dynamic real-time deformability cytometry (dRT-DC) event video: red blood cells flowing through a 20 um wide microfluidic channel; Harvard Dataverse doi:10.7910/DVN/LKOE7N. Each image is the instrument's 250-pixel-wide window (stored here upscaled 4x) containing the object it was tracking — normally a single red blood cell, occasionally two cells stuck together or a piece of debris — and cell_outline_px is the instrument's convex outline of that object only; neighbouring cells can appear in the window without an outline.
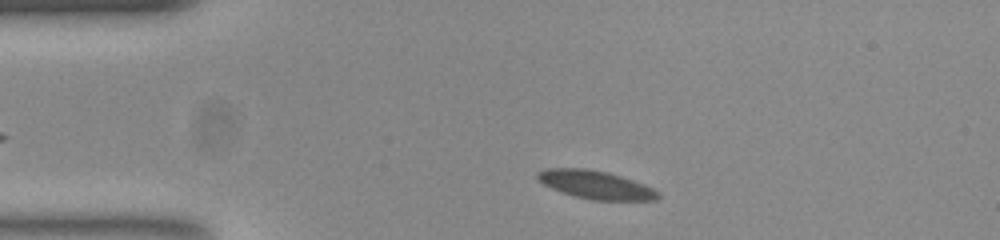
{"species": "common noctule bat (a hibernating species)", "species_latin": "Nyctalus noctula", "temperature_condition": "room temperature", "stored_images_in_passage": 39, "camera_frame_rate_fps": 3000, "um_per_image_px": 0.085, "animal": {"sex": "female", "body_mass_g": 23.0, "forearm_length_mm": 53.4}, "frame": {"image": 1, "passage_image": 4, "time_ms": 1.0, "image_size_px": [1000, 240], "cell_outline_px": [[660, 196], [652, 200], [592, 200], [576, 196], [552, 188], [544, 184], [536, 176], [540, 172], [548, 168], [584, 168], [608, 172], [632, 180], [652, 188]], "centroid_in_image_um": [50.62, 15.7], "position_along_channel_um": 34.4, "area_um2": 19.25}}
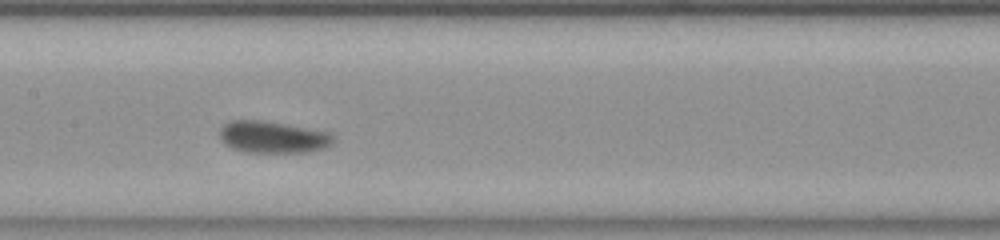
{"frame": {"image": 2, "passage_image": 19, "time_ms": 6.0, "image_size_px": [1000, 240], "cell_outline_px": [[332, 140], [328, 144], [320, 148], [308, 152], [248, 152], [236, 148], [228, 144], [220, 136], [220, 132], [232, 120], [256, 120], [280, 124], [324, 132], [332, 136]], "centroid_in_image_um": [23.15, 11.66], "position_along_channel_um": 184.2, "area_um2": 19.65}}
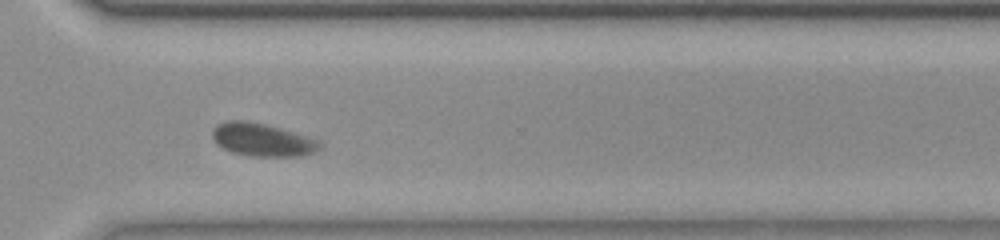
{"frame": {"image": 3, "passage_image": 32, "time_ms": 10.333, "image_size_px": [1000, 240], "cell_outline_px": [[320, 148], [312, 152], [300, 156], [256, 156], [236, 152], [224, 148], [212, 136], [212, 132], [220, 124], [228, 120], [244, 120], [264, 124], [320, 140]], "centroid_in_image_um": [22.33, 11.87], "position_along_channel_um": 348.3, "area_um2": 19.83}, "authors_computed_cell_mechanics": {"area_um2": 19.3052, "velocity_mm_per_s": 3.7823, "shape_relaxation_time_tau1_ms": 1.9922, "shape_relaxation_time_tau2_ms": null, "deformation_change_tau1": 0.1064, "deformation_change_tau2": null}}